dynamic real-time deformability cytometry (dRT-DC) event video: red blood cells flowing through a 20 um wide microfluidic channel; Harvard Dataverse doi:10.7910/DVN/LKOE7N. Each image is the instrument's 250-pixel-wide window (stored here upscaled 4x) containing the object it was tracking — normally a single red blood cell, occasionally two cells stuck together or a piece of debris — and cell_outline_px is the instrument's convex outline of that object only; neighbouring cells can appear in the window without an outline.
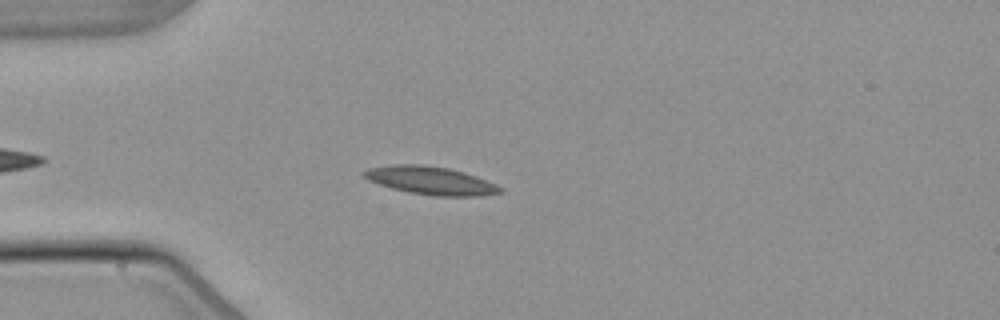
{"species": "common noctule bat (a hibernating species)", "species_latin": "Nyctalus noctula", "temperature_condition": "warm", "stored_images_in_passage": 43, "camera_frame_rate_fps": 3000, "um_per_image_px": 0.085, "animal": {"sex": "male", "body_mass_g": 21.5, "forearm_length_mm": 52.0}, "frame": {"image": 1, "passage_image": 7, "time_ms": 2.0, "image_size_px": [1000, 320], "cell_outline_px": [[504, 192], [480, 196], [436, 196], [408, 192], [392, 188], [368, 180], [360, 176], [360, 172], [368, 168], [392, 164], [424, 164], [448, 168], [464, 172], [476, 176], [496, 184], [504, 188]], "centroid_in_image_um": [36.59, 15.34], "position_along_channel_um": 48.4, "area_um2": 22.54}}
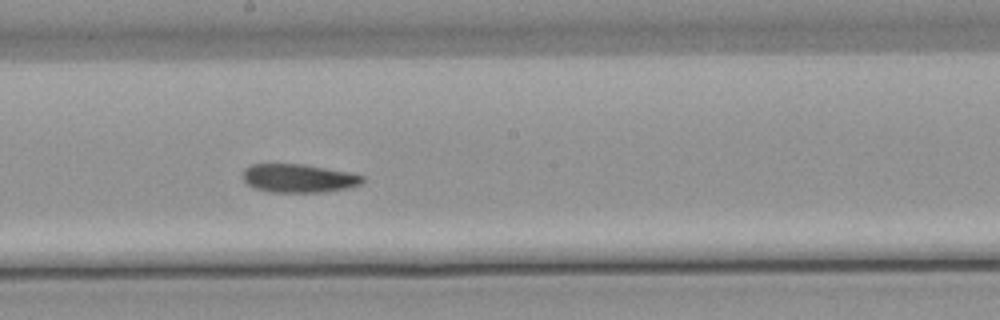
{"frame": {"image": 2, "passage_image": 22, "time_ms": 7.0, "image_size_px": [1000, 320], "cell_outline_px": [[364, 180], [360, 184], [348, 188], [324, 192], [268, 192], [252, 188], [244, 180], [244, 168], [252, 164], [304, 164], [348, 172], [364, 176]], "centroid_in_image_um": [25.37, 15.16], "position_along_channel_um": 222.8, "area_um2": 19.88}}
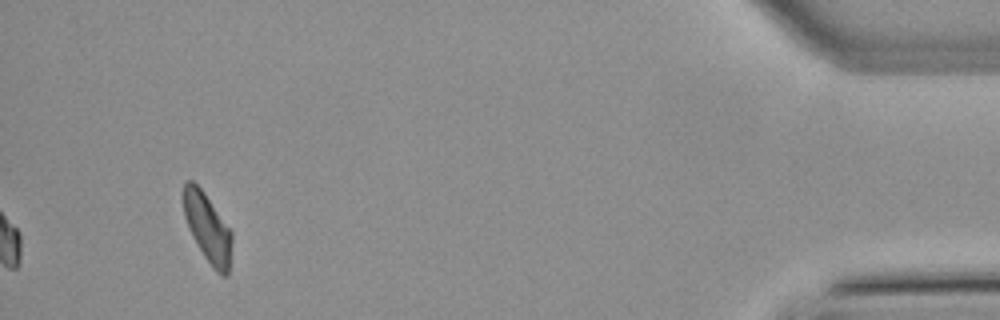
{"frame": {"image": 3, "passage_image": 43, "time_ms": 14.0, "image_size_px": [1000, 320], "cell_outline_px": [[232, 240], [228, 276], [220, 276], [212, 268], [204, 256], [192, 236], [188, 228], [184, 216], [184, 184], [188, 180], [192, 180], [204, 192], [232, 232]], "centroid_in_image_um": [17.65, 19.41], "position_along_channel_um": 417.5, "area_um2": 19.25}, "authors_computed_cell_mechanics": {"area_um2": 20.4612, "velocity_mm_per_s": 3.811, "shape_relaxation_time_tau1_ms": null, "shape_relaxation_time_tau2_ms": 4.7874, "deformation_change_tau1": null, "deformation_change_tau2": 0.1248}}